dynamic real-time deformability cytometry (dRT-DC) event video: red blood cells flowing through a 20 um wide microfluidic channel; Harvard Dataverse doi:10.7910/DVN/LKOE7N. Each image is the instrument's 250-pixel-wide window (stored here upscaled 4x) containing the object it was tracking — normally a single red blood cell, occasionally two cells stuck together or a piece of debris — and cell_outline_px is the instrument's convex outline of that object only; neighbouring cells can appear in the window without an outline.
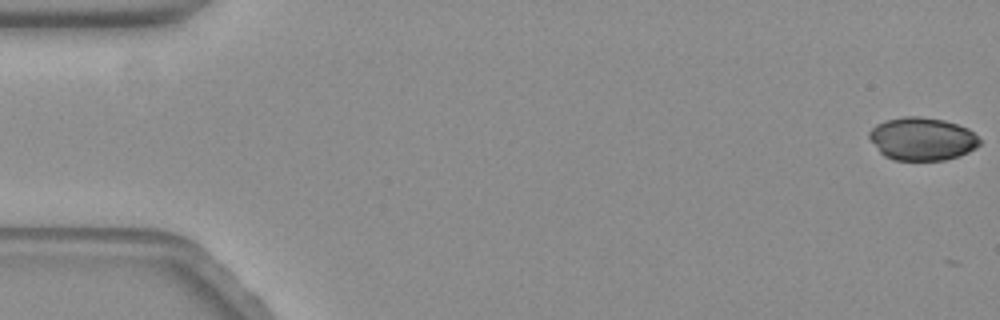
{"species": "common noctule bat (a hibernating species)", "species_latin": "Nyctalus noctula", "temperature_condition": "warm", "stored_images_in_passage": 12, "camera_frame_rate_fps": 3000, "um_per_image_px": 0.085, "animal": {"sex": "female", "body_mass_g": 19.3, "forearm_length_mm": 54.1}, "frame": {"image": 1, "passage_image": 1, "time_ms": 0.0, "image_size_px": [1000, 320], "cell_outline_px": [[980, 144], [976, 148], [960, 156], [944, 160], [892, 160], [884, 156], [880, 152], [868, 136], [868, 132], [876, 124], [884, 120], [904, 116], [920, 116], [944, 120], [968, 128], [980, 140]], "centroid_in_image_um": [78.36, 11.8], "position_along_channel_um": 6.6, "area_um2": 27.74}}